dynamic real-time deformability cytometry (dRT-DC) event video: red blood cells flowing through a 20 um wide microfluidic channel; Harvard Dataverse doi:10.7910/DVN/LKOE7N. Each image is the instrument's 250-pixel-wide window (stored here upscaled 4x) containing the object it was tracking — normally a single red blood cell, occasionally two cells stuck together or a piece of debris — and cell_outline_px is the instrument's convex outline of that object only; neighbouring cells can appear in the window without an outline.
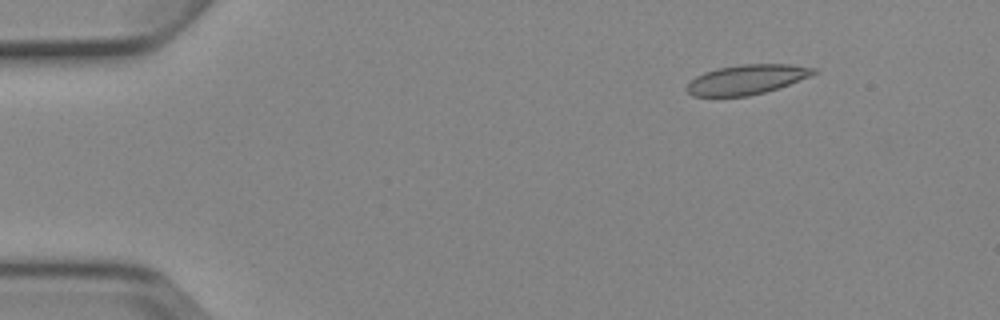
{"species": "Egyptian fruit bat (a non-hibernating species)", "species_latin": "Rousettus aegyptiacus", "temperature_condition": "cold", "stored_images_in_passage": 6, "camera_frame_rate_fps": 3000, "um_per_image_px": 0.085, "animal": {"sex": "female"}, "frame": {"image": 1, "passage_image": 2, "time_ms": 1.333, "image_size_px": [1000, 320], "cell_outline_px": [[820, 72], [812, 76], [780, 88], [748, 96], [692, 96], [684, 88], [696, 76], [704, 72], [720, 68], [740, 64], [792, 64], [820, 68]], "centroid_in_image_um": [63.57, 6.75], "position_along_channel_um": 21.4, "area_um2": 22.25}}
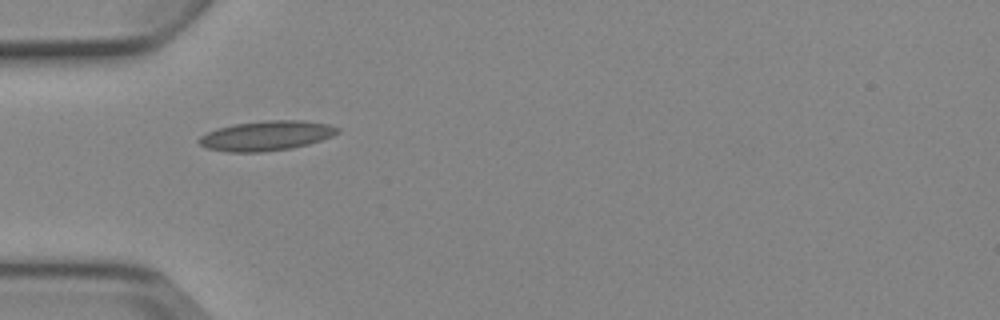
{"frame": {"image": 2, "passage_image": 5, "time_ms": 4.667, "image_size_px": [1000, 320], "cell_outline_px": [[340, 132], [332, 136], [308, 144], [292, 148], [260, 152], [228, 152], [208, 148], [200, 144], [196, 140], [200, 136], [216, 128], [232, 124], [268, 120], [304, 120], [332, 124], [340, 128]], "centroid_in_image_um": [22.66, 11.52], "position_along_channel_um": 62.3, "area_um2": 24.22}}
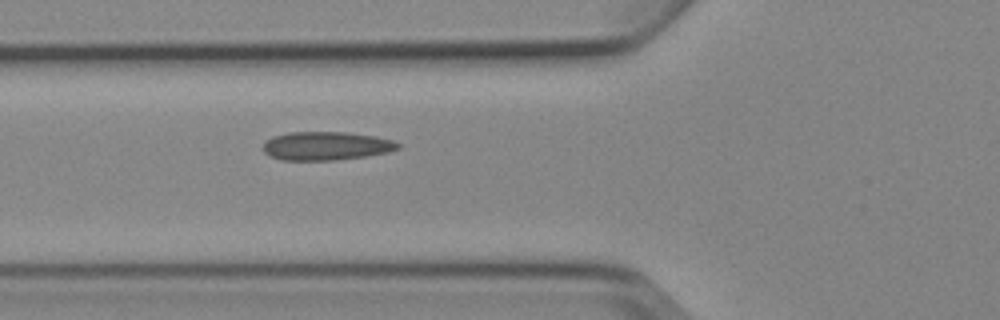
{"frame": {"image": 3, "passage_image": 6, "time_ms": 5.667, "image_size_px": [1000, 320], "cell_outline_px": [[400, 148], [388, 152], [364, 156], [336, 160], [280, 160], [264, 152], [264, 140], [272, 136], [288, 132], [344, 132], [376, 136], [392, 140], [400, 144]], "centroid_in_image_um": [27.71, 12.39], "position_along_channel_um": 98.1, "area_um2": 22.43}}